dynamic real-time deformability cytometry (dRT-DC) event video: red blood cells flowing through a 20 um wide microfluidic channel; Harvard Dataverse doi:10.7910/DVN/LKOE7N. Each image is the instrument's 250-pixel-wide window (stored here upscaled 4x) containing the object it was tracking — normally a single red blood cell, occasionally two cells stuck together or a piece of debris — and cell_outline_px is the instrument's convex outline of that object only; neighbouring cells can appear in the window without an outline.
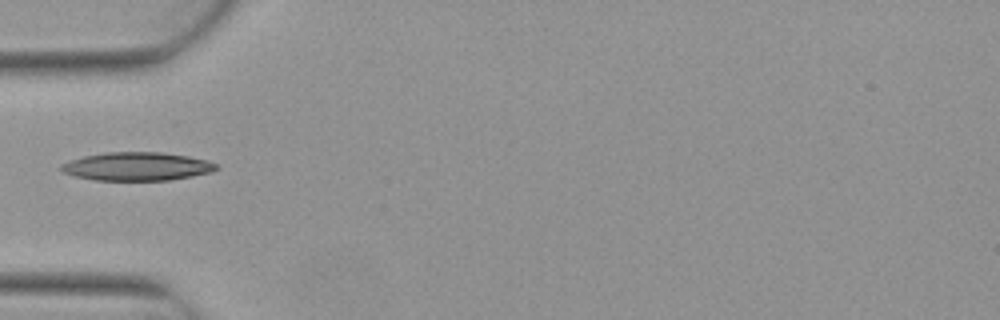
{"species": "Egyptian fruit bat (a non-hibernating species)", "species_latin": "Rousettus aegyptiacus", "temperature_condition": "warm", "stored_images_in_passage": 4, "camera_frame_rate_fps": 3000, "um_per_image_px": 0.085, "animal": {"sex": "female"}, "frame": {"image": 1, "passage_image": 4, "time_ms": 1.0, "image_size_px": [1000, 320], "cell_outline_px": [[220, 168], [212, 172], [192, 176], [168, 180], [92, 180], [60, 172], [60, 164], [68, 160], [84, 156], [104, 152], [164, 152], [188, 156], [208, 160], [220, 164]], "centroid_in_image_um": [11.65, 14.14], "position_along_channel_um": 73.3, "area_um2": 26.01}}